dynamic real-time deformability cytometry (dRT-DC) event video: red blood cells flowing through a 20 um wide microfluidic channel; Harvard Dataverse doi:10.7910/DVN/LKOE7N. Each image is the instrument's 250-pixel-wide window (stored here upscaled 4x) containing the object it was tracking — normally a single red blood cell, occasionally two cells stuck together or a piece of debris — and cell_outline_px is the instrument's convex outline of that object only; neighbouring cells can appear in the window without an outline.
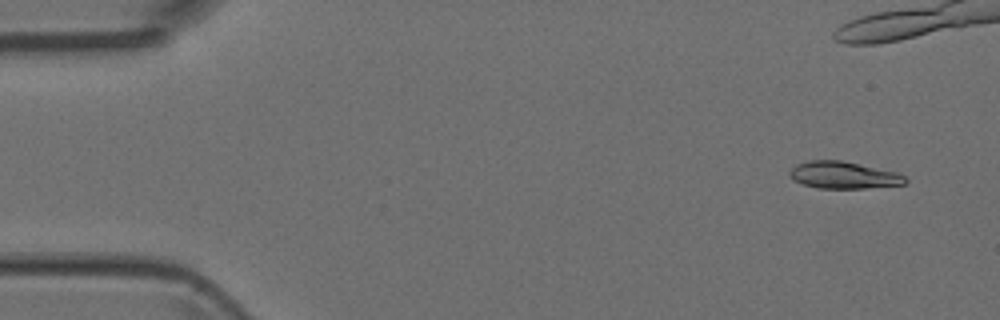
{"species": "Egyptian fruit bat (a non-hibernating species)", "species_latin": "Rousettus aegyptiacus", "temperature_condition": "room temperature", "stored_images_in_passage": 10, "camera_frame_rate_fps": 3000, "um_per_image_px": 0.085, "animal": {"sex": "female"}, "frame": {"image": 1, "passage_image": 1, "time_ms": 0.0, "image_size_px": [1000, 320], "cell_outline_px": [[908, 180], [904, 184], [864, 188], [816, 188], [792, 180], [788, 172], [796, 164], [812, 160], [840, 160], [896, 172], [904, 176]], "centroid_in_image_um": [71.67, 14.88], "position_along_channel_um": 13.3, "area_um2": 18.03}}
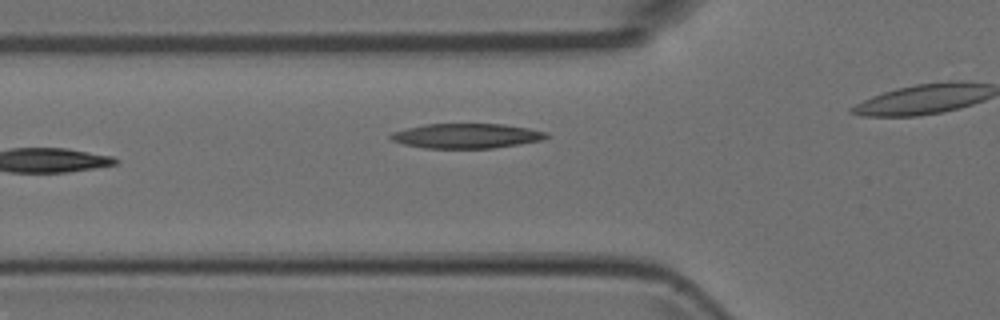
{"frame": {"image": 2, "passage_image": 6, "time_ms": 1.667, "image_size_px": [1000, 320], "cell_outline_px": [[552, 136], [540, 140], [520, 144], [492, 148], [424, 148], [404, 144], [392, 140], [388, 136], [392, 132], [424, 124], [504, 124], [528, 128], [548, 132]], "centroid_in_image_um": [39.68, 11.55], "position_along_channel_um": 86.1, "area_um2": 22.48}}